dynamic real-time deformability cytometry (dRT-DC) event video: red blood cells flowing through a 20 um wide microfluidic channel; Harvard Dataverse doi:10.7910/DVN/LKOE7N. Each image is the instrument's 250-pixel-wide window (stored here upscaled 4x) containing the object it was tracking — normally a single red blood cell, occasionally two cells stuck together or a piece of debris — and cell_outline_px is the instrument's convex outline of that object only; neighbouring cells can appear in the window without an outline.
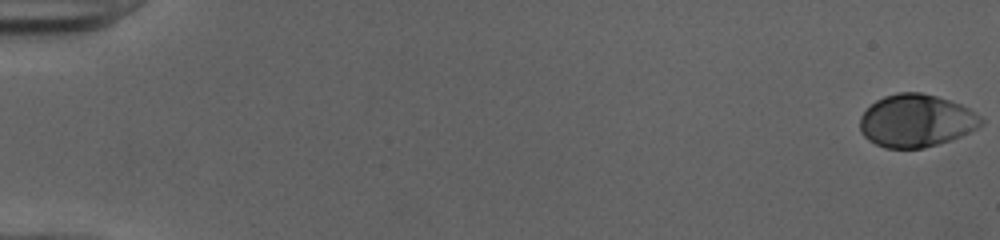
{"species": "human", "species_latin": "Homo sapiens", "temperature_condition": "cold", "stored_images_in_passage": 53, "camera_frame_rate_fps": 3000, "um_per_image_px": 0.085, "donor": {"sex": "female"}, "frame": {"image": 1, "passage_image": 1, "time_ms": 0.0, "image_size_px": [1000, 240], "cell_outline_px": [[984, 124], [952, 140], [924, 148], [884, 148], [868, 140], [860, 132], [860, 116], [876, 100], [884, 96], [896, 92], [920, 92], [936, 96], [960, 104], [968, 108], [980, 116], [984, 120]], "centroid_in_image_um": [77.86, 10.26], "position_along_channel_um": 7.1, "area_um2": 37.22}}
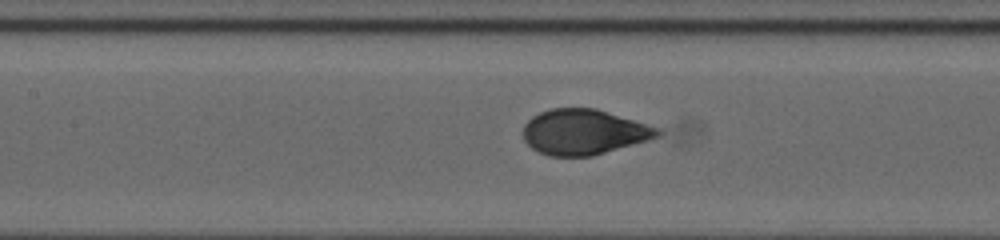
{"frame": {"image": 2, "passage_image": 26, "time_ms": 8.333, "image_size_px": [1000, 240], "cell_outline_px": [[664, 132], [660, 136], [648, 140], [592, 156], [548, 156], [532, 148], [524, 140], [524, 124], [532, 116], [540, 112], [552, 108], [596, 108], [660, 128]], "centroid_in_image_um": [49.64, 11.21], "position_along_channel_um": 157.8, "area_um2": 35.49}}
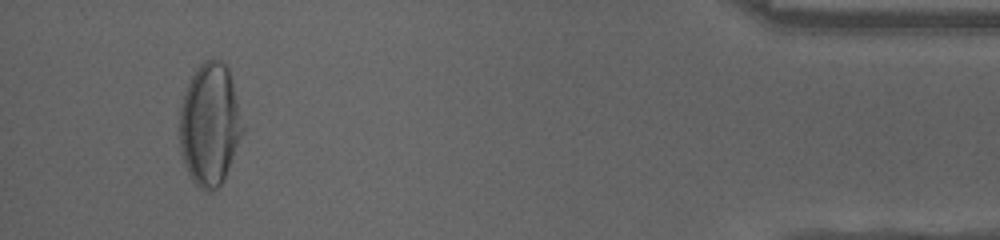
{"frame": {"image": 3, "passage_image": 50, "time_ms": 16.333, "image_size_px": [1000, 240], "cell_outline_px": [[248, 128], [220, 184], [216, 188], [208, 192], [204, 192], [192, 180], [184, 164], [180, 148], [180, 108], [184, 92], [196, 68], [204, 60], [212, 56], [220, 60], [228, 68]], "centroid_in_image_um": [17.89, 10.54], "position_along_channel_um": 417.3, "area_um2": 45.95}, "authors_computed_cell_mechanics": {"area_um2": 36.4718, "velocity_mm_per_s": 4.0003, "shape_relaxation_time_tau1_ms": 3.6248, "shape_relaxation_time_tau2_ms": null, "deformation_change_tau1": 0.1953, "deformation_change_tau2": null}}